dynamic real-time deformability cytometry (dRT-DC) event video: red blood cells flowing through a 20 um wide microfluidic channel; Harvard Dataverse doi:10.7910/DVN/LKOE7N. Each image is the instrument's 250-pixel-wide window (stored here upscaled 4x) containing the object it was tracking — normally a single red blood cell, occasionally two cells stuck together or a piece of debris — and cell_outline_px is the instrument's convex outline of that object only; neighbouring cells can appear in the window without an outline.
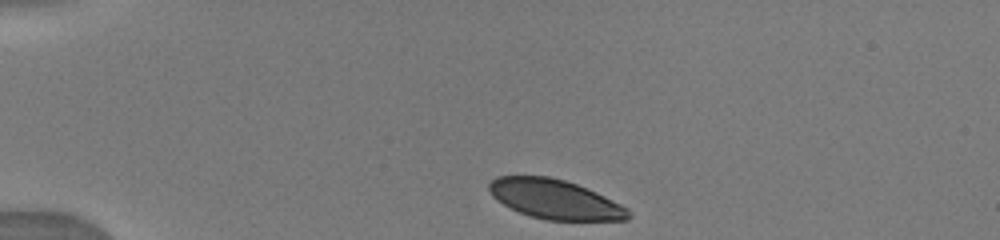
{"species": "human", "species_latin": "Homo sapiens", "temperature_condition": "warm", "stored_images_in_passage": 44, "camera_frame_rate_fps": 3000, "um_per_image_px": 0.085, "donor": {"sex": "male"}, "frame": {"image": 1, "passage_image": 1, "time_ms": 0.0, "image_size_px": [1000, 240], "cell_outline_px": [[632, 216], [628, 220], [548, 220], [532, 216], [520, 212], [496, 200], [492, 196], [488, 188], [488, 184], [496, 176], [548, 176], [564, 180], [588, 188], [628, 208]], "centroid_in_image_um": [47.18, 16.93], "position_along_channel_um": 37.8, "area_um2": 31.85}}
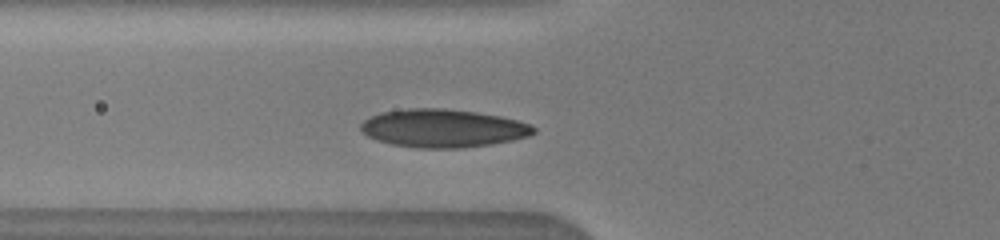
{"frame": {"image": 2, "passage_image": 11, "time_ms": 2.667, "image_size_px": [1000, 240], "cell_outline_px": [[536, 132], [528, 136], [512, 140], [492, 144], [464, 148], [416, 148], [392, 144], [376, 140], [368, 136], [360, 128], [360, 124], [364, 120], [380, 112], [408, 108], [444, 108], [476, 112], [500, 116], [532, 124], [536, 128]], "centroid_in_image_um": [37.66, 10.9], "position_along_channel_um": 88.1, "area_um2": 38.55}}
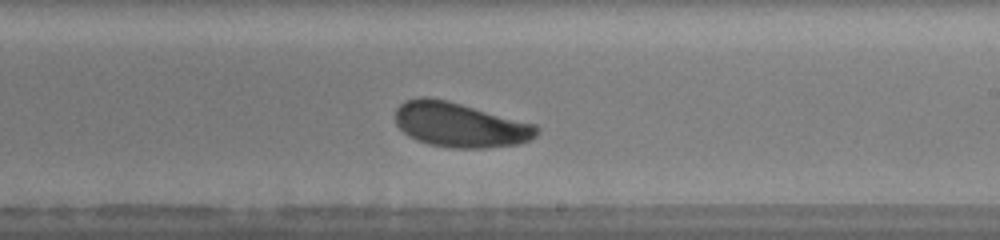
{"frame": {"image": 3, "passage_image": 23, "time_ms": 6.667, "image_size_px": [1000, 240], "cell_outline_px": [[540, 132], [532, 140], [520, 144], [488, 148], [452, 148], [428, 144], [416, 140], [408, 136], [396, 124], [396, 108], [404, 100], [420, 96], [428, 96], [448, 100], [536, 124], [540, 128]], "centroid_in_image_um": [39.12, 10.61], "position_along_channel_um": 249.9, "area_um2": 37.4}}